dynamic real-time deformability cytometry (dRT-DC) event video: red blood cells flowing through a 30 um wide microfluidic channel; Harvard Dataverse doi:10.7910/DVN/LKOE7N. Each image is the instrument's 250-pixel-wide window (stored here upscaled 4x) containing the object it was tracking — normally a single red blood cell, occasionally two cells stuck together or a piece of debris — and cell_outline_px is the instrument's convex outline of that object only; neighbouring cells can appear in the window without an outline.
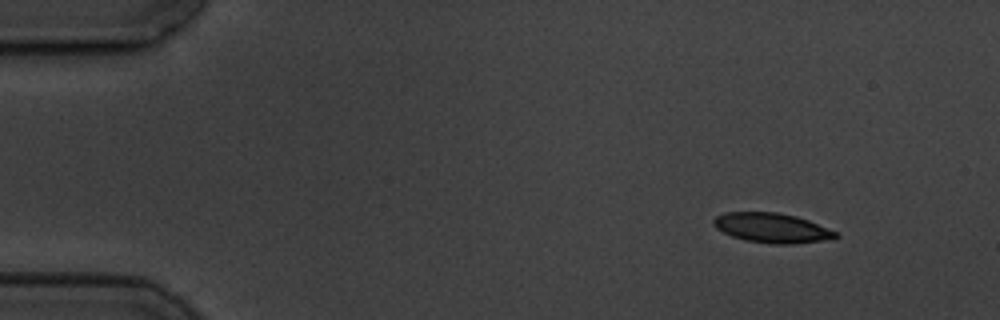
{"species": "common noctule bat (a hibernating species)", "species_latin": "Nyctalus noctula", "temperature_condition": "cold", "stored_images_in_passage": 4, "camera_frame_rate_fps": 3000, "um_per_image_px": 0.085, "animal": {"sex": "male", "body_mass_g": 19.5, "forearm_length_mm": 54.6}, "frame": {"image": 1, "passage_image": 1, "time_ms": 0.0, "image_size_px": [1000, 320], "cell_outline_px": [[840, 236], [836, 240], [792, 244], [772, 244], [744, 240], [732, 236], [716, 228], [712, 224], [712, 220], [716, 216], [724, 212], [776, 212], [796, 216], [808, 220], [836, 232]], "centroid_in_image_um": [65.64, 19.38], "position_along_channel_um": 19.4, "area_um2": 21.39}}
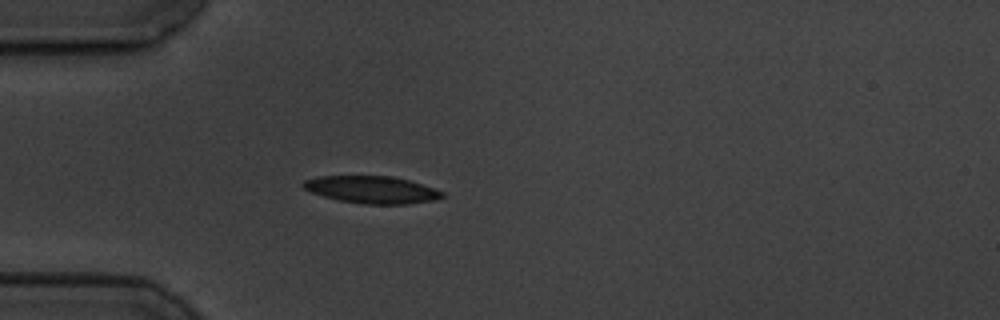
{"frame": {"image": 2, "passage_image": 4, "time_ms": 3.333, "image_size_px": [1000, 320], "cell_outline_px": [[444, 196], [436, 200], [408, 204], [364, 204], [340, 200], [324, 196], [312, 192], [304, 188], [300, 184], [304, 180], [320, 176], [392, 176], [408, 180], [444, 192]], "centroid_in_image_um": [31.61, 16.12], "position_along_channel_um": 53.4, "area_um2": 21.91}}